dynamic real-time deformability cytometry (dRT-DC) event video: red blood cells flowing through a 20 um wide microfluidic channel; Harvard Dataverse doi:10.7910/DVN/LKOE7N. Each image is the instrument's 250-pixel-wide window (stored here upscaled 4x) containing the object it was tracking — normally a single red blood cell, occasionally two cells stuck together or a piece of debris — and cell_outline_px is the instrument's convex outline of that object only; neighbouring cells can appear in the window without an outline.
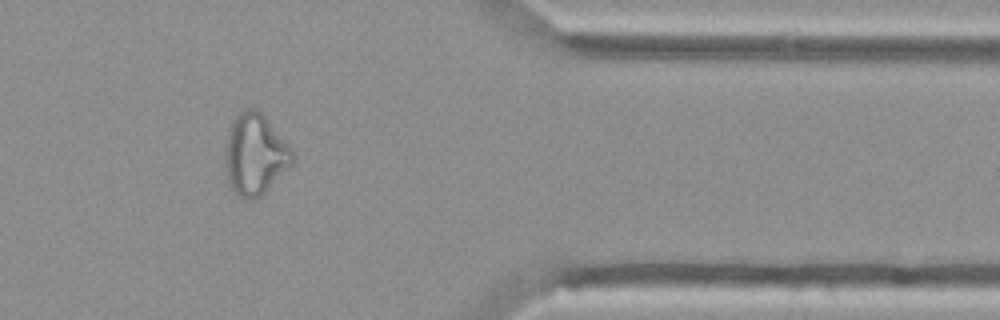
{"species": "Egyptian fruit bat (a non-hibernating species)", "species_latin": "Rousettus aegyptiacus", "temperature_condition": "cold", "stored_images_in_passage": 37, "camera_frame_rate_fps": 3000, "um_per_image_px": 0.085, "animal": {"sex": "female"}, "frame": {"image": 1, "passage_image": 32, "time_ms": 10.333, "image_size_px": [1000, 320], "cell_outline_px": [[296, 160], [260, 196], [252, 200], [244, 200], [232, 192], [228, 184], [224, 164], [224, 148], [228, 128], [232, 120], [240, 112], [248, 108], [256, 108], [264, 116], [296, 156]], "centroid_in_image_um": [21.61, 13.16], "position_along_channel_um": 389.8, "area_um2": 31.96}, "authors_computed_cell_mechanics": {"area_um2": 28.5532, "velocity_mm_per_s": 3.7308, "shape_relaxation_time_tau1_ms": null, "shape_relaxation_time_tau2_ms": 1.7491, "deformation_change_tau1": null, "deformation_change_tau2": 0.1194}}